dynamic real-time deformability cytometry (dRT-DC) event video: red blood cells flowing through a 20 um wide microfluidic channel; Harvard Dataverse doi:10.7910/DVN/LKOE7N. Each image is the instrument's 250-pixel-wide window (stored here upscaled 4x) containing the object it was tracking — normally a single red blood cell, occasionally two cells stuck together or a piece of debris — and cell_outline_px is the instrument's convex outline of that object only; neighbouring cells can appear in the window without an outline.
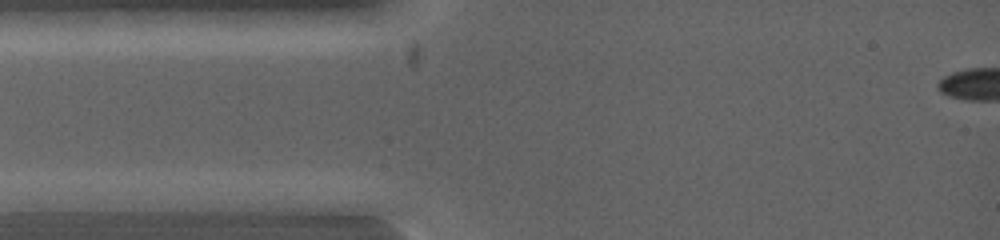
{"species": "common noctule bat (a hibernating species)", "species_latin": "Nyctalus noctula", "temperature_condition": "warm", "stored_images_in_passage": 2, "camera_frame_rate_fps": 5000, "um_per_image_px": 0.085, "animal": {"sex": "female", "body_mass_g": 19.0, "forearm_length_mm": 53.3}, "frame": {"image": 1, "passage_image": 1, "time_ms": 0.0, "image_size_px": [1000, 240], "cell_outline_px": [[124, 200], [112, 212], [20, 212], [16, 200], [100, 192]], "centroid_in_image_um": [6.05, 17.31], "position_along_channel_um": 78.9, "area_um2": 11.79}}